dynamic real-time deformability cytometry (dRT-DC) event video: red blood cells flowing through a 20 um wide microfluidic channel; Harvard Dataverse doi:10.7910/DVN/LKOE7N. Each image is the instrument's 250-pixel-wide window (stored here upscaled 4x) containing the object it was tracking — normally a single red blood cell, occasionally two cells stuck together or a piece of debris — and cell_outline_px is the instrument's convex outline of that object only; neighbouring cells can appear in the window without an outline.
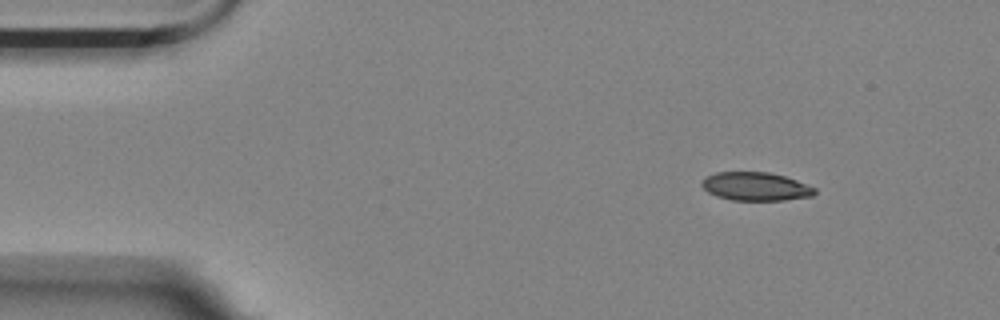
{"species": "Egyptian fruit bat (a non-hibernating species)", "species_latin": "Rousettus aegyptiacus", "temperature_condition": "room temperature", "stored_images_in_passage": 5, "camera_frame_rate_fps": 3000, "um_per_image_px": 0.085, "animal": {"sex": "female"}, "frame": {"image": 1, "passage_image": 1, "time_ms": 0.0, "image_size_px": [1000, 320], "cell_outline_px": [[816, 192], [812, 196], [784, 200], [732, 200], [716, 196], [708, 192], [700, 184], [704, 176], [716, 172], [768, 172], [784, 176], [796, 180], [816, 188]], "centroid_in_image_um": [64.2, 15.84], "position_along_channel_um": 20.8, "area_um2": 18.73}}
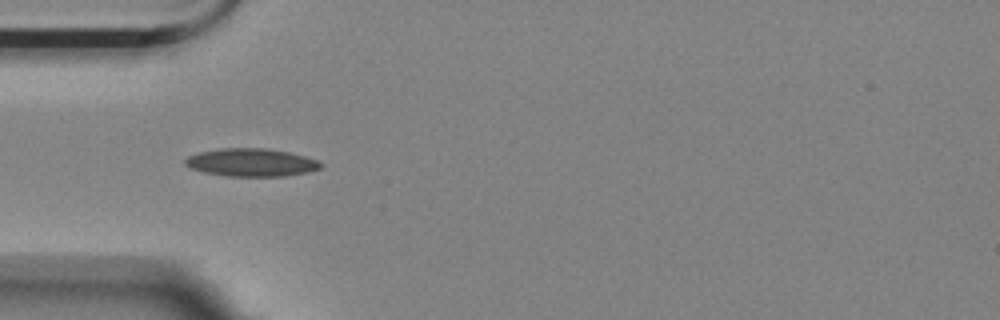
{"frame": {"image": 2, "passage_image": 4, "time_ms": 3.333, "image_size_px": [1000, 320], "cell_outline_px": [[324, 164], [320, 168], [304, 172], [284, 176], [224, 176], [204, 172], [192, 168], [184, 164], [184, 160], [188, 156], [200, 152], [220, 148], [264, 148], [288, 152], [320, 160]], "centroid_in_image_um": [21.35, 13.8], "position_along_channel_um": 63.6, "area_um2": 21.96}}
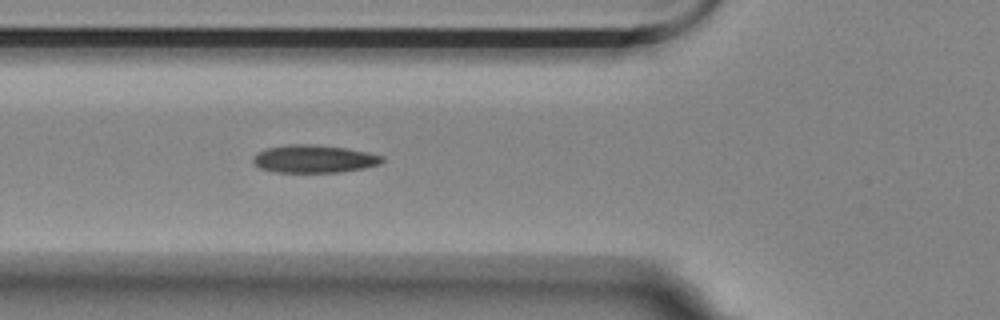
{"frame": {"image": 3, "passage_image": 5, "time_ms": 4.333, "image_size_px": [1000, 320], "cell_outline_px": [[384, 160], [380, 164], [364, 168], [340, 172], [276, 172], [260, 168], [252, 160], [252, 156], [268, 148], [288, 144], [312, 144], [344, 148], [368, 152], [384, 156]], "centroid_in_image_um": [26.72, 13.5], "position_along_channel_um": 99.1, "area_um2": 20.81}}